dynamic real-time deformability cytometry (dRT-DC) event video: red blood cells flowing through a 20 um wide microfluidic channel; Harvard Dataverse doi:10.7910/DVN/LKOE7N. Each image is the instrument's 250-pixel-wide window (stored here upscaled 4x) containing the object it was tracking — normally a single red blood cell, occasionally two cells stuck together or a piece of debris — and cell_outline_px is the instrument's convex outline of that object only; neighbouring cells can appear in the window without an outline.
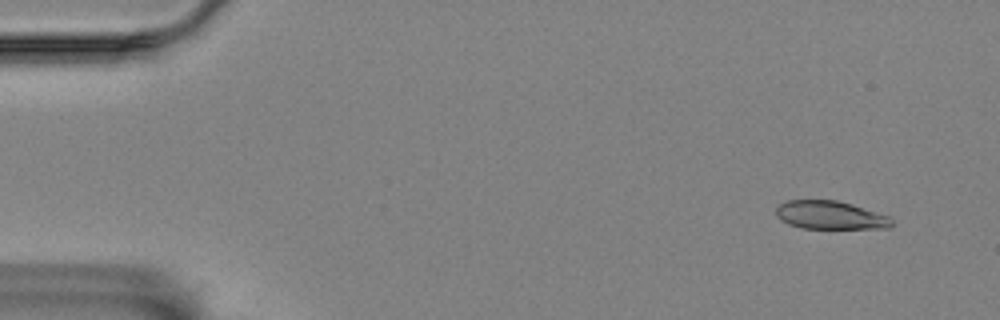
{"species": "Egyptian fruit bat (a non-hibernating species)", "species_latin": "Rousettus aegyptiacus", "temperature_condition": "room temperature", "stored_images_in_passage": 14, "camera_frame_rate_fps": 3000, "um_per_image_px": 0.085, "animal": {"sex": "female"}, "frame": {"image": 1, "passage_image": 2, "time_ms": 0.333, "image_size_px": [1000, 320], "cell_outline_px": [[876, 224], [856, 228], [812, 228], [796, 224], [800, 200], [828, 200], [844, 204], [856, 208], [864, 212]], "centroid_in_image_um": [70.62, 18.3], "position_along_channel_um": 14.4, "area_um2": 12.43}}
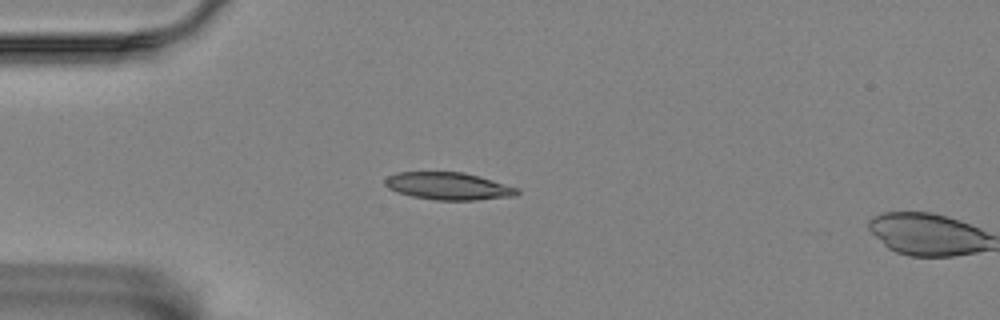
{"frame": {"image": 2, "passage_image": 13, "time_ms": 4.0, "image_size_px": [1000, 320], "cell_outline_px": [[500, 192], [492, 196], [424, 196], [408, 192], [412, 172], [452, 172], [472, 176], [496, 184]], "centroid_in_image_um": [38.26, 15.73], "position_along_channel_um": 46.7, "area_um2": 13.18}}